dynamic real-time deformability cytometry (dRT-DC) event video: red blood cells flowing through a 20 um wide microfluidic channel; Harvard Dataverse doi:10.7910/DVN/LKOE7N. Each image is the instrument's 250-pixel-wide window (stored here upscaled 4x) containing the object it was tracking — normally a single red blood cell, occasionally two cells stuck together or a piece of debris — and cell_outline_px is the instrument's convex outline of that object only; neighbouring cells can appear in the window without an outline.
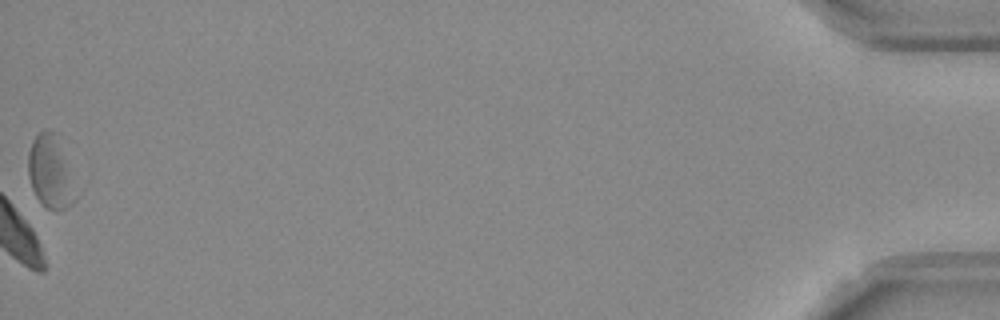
{"species": "Egyptian fruit bat (a non-hibernating species)", "species_latin": "Rousettus aegyptiacus", "temperature_condition": "room temperature", "stored_images_in_passage": 54, "camera_frame_rate_fps": 3000, "um_per_image_px": 0.085, "frame": {"image": 1, "passage_image": 54, "time_ms": 17.667, "image_size_px": [1000, 320], "cell_outline_px": [[72, 204], [64, 208], [44, 208], [36, 196], [32, 188], [28, 176], [28, 152], [32, 140], [44, 128], [48, 128], [52, 132], [64, 172], [72, 200]], "centroid_in_image_um": [4.06, 14.64], "position_along_channel_um": 431.1, "area_um2": 17.22}, "authors_computed_cell_mechanics": {"area_um2": 22.0796, "velocity_mm_per_s": 3.6734, "shape_relaxation_time_tau1_ms": 10.9374, "shape_relaxation_time_tau2_ms": null, "deformation_change_tau1": 0.1447, "deformation_change_tau2": null}}